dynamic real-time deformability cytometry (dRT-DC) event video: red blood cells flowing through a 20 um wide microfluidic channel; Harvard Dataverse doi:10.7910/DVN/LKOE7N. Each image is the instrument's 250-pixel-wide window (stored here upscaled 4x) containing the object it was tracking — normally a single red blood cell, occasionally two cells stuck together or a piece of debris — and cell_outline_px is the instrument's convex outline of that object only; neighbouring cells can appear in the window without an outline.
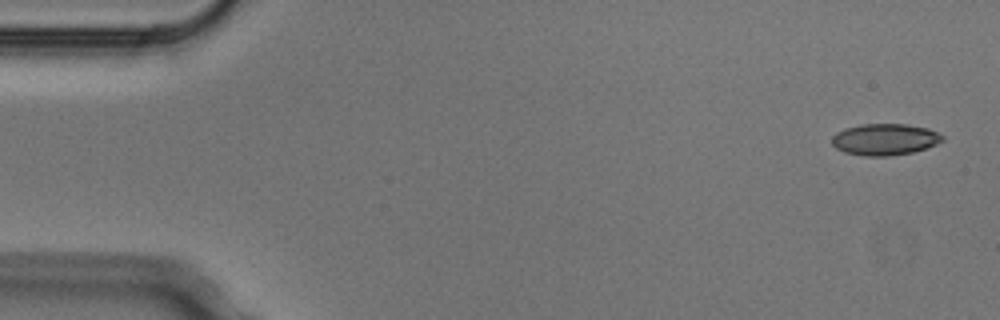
{"species": "Egyptian fruit bat (a non-hibernating species)", "species_latin": "Rousettus aegyptiacus", "temperature_condition": "cold", "stored_images_in_passage": 6, "camera_frame_rate_fps": 3000, "um_per_image_px": 0.085, "animal": {"sex": "male"}, "frame": {"image": 1, "passage_image": 1, "time_ms": 0.0, "image_size_px": [1000, 320], "cell_outline_px": [[944, 140], [936, 144], [912, 152], [888, 156], [864, 156], [844, 152], [836, 148], [832, 144], [832, 136], [836, 132], [844, 128], [860, 124], [908, 124], [928, 128], [944, 136]], "centroid_in_image_um": [75.18, 11.84], "position_along_channel_um": 9.8, "area_um2": 20.35}}